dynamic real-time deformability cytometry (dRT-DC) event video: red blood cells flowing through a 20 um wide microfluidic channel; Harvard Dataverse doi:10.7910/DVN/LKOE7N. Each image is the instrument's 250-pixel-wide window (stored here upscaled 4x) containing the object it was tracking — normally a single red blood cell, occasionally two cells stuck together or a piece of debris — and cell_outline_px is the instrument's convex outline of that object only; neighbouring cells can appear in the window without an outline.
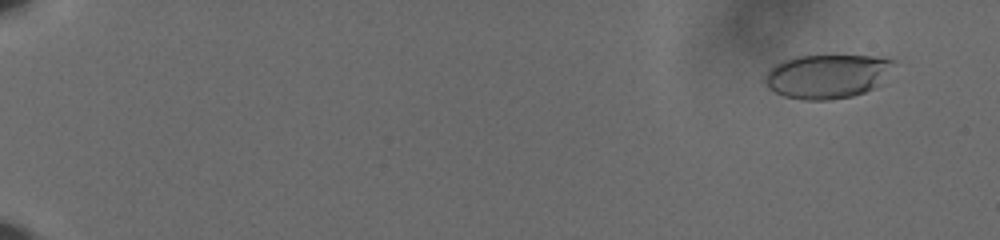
{"species": "human", "species_latin": "Homo sapiens", "temperature_condition": "cold", "stored_images_in_passage": 61, "camera_frame_rate_fps": 3000, "um_per_image_px": 0.085, "donor": {"sex": "male"}, "frame": {"image": 1, "passage_image": 5, "time_ms": 1.333, "image_size_px": [1000, 240], "cell_outline_px": [[896, 60], [876, 88], [852, 96], [828, 100], [804, 100], [784, 96], [768, 88], [764, 80], [764, 76], [776, 64], [784, 60], [796, 56], [880, 56]], "centroid_in_image_um": [70.3, 6.48], "position_along_channel_um": 14.7, "area_um2": 32.83}}
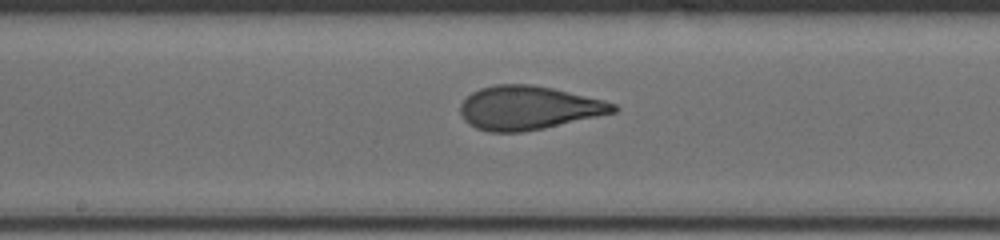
{"frame": {"image": 2, "passage_image": 36, "time_ms": 11.667, "image_size_px": [1000, 240], "cell_outline_px": [[620, 108], [616, 112], [544, 128], [520, 132], [488, 132], [476, 128], [468, 124], [464, 120], [460, 112], [460, 104], [472, 92], [480, 88], [496, 84], [532, 84], [552, 88], [604, 100], [616, 104]], "centroid_in_image_um": [44.91, 9.16], "position_along_channel_um": 203.3, "area_um2": 38.96}}
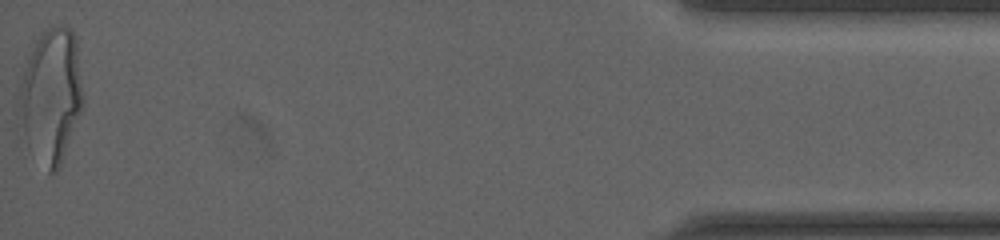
{"frame": {"image": 3, "passage_image": 61, "time_ms": 20.0, "image_size_px": [1000, 240], "cell_outline_px": [[84, 108], [60, 168], [56, 172], [48, 172], [28, 144], [16, 108], [16, 100], [24, 68], [28, 56], [36, 40], [48, 28], [56, 24], [60, 24], [72, 28], [76, 40], [84, 96]], "centroid_in_image_um": [4.37, 8.12], "position_along_channel_um": 430.8, "area_um2": 50.81}, "authors_computed_cell_mechanics": {"area_um2": 38.0324, "velocity_mm_per_s": 3.6342, "shape_relaxation_time_tau1_ms": 5.7742, "shape_relaxation_time_tau2_ms": 0.7081, "deformation_change_tau1": 0.1925, "deformation_change_tau2": 0.0656}}